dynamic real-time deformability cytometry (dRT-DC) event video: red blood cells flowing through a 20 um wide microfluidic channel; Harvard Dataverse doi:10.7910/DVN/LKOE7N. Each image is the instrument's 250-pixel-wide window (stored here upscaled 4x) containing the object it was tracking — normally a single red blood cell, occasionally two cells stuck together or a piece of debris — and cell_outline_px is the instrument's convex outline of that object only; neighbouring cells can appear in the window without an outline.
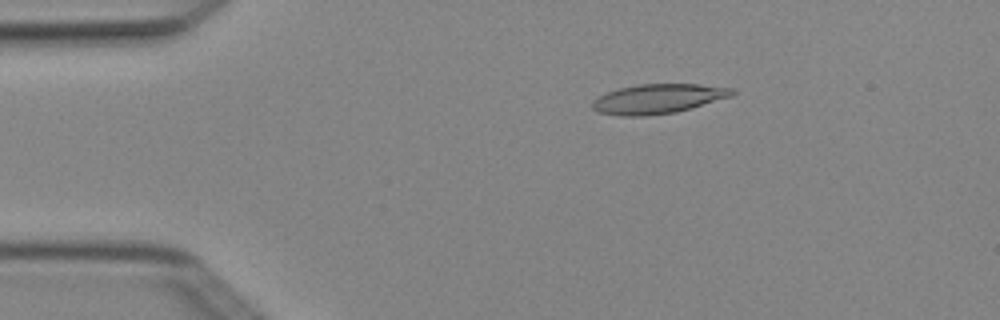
{"species": "Egyptian fruit bat (a non-hibernating species)", "species_latin": "Rousettus aegyptiacus", "temperature_condition": "cold", "stored_images_in_passage": 5, "camera_frame_rate_fps": 3000, "um_per_image_px": 0.085, "animal": {"sex": "female"}, "frame": {"image": 1, "passage_image": 2, "time_ms": 0.333, "image_size_px": [1000, 320], "cell_outline_px": [[736, 92], [732, 96], [692, 108], [676, 112], [640, 116], [620, 116], [600, 112], [592, 108], [592, 100], [608, 92], [620, 88], [636, 84], [700, 84], [736, 88]], "centroid_in_image_um": [55.98, 8.39], "position_along_channel_um": 29.0, "area_um2": 24.1}}
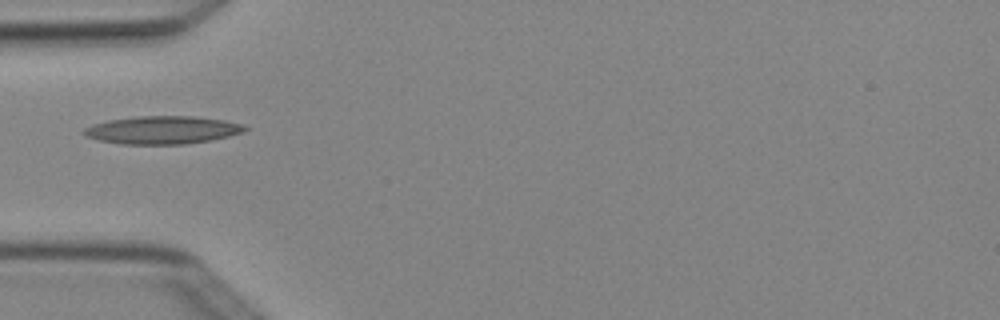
{"frame": {"image": 2, "passage_image": 4, "time_ms": 1.0, "image_size_px": [1000, 320], "cell_outline_px": [[248, 128], [244, 132], [212, 140], [184, 144], [120, 144], [96, 140], [84, 136], [80, 132], [84, 128], [92, 124], [108, 120], [140, 116], [192, 116], [224, 120], [240, 124]], "centroid_in_image_um": [13.74, 11.05], "position_along_channel_um": 71.3, "area_um2": 26.3}}
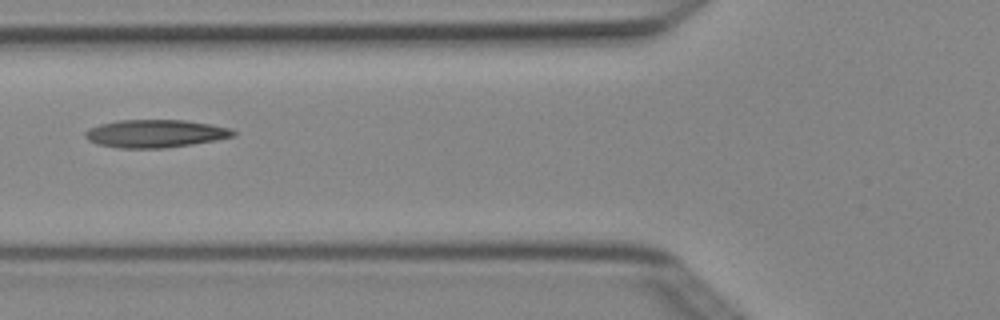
{"frame": {"image": 3, "passage_image": 5, "time_ms": 1.333, "image_size_px": [1000, 320], "cell_outline_px": [[236, 136], [216, 140], [192, 144], [164, 148], [116, 148], [96, 144], [88, 140], [84, 136], [84, 132], [88, 128], [100, 124], [116, 120], [184, 120], [212, 124], [232, 128], [236, 132]], "centroid_in_image_um": [13.2, 11.35], "position_along_channel_um": 112.6, "area_um2": 24.33}}